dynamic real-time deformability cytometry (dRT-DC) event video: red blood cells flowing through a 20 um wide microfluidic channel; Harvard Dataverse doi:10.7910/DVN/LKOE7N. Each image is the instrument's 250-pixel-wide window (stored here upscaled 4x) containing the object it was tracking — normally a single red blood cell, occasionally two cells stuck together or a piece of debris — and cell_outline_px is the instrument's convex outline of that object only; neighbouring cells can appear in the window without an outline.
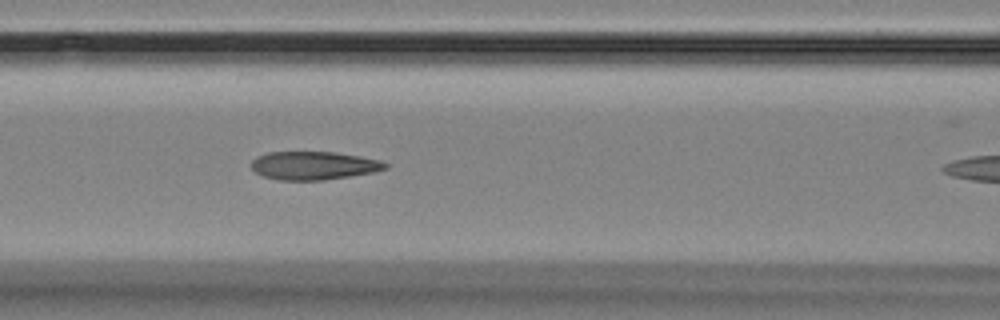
{"species": "Egyptian fruit bat (a non-hibernating species)", "species_latin": "Rousettus aegyptiacus", "temperature_condition": "room temperature", "stored_images_in_passage": 4, "camera_frame_rate_fps": 3000, "um_per_image_px": 0.085, "animal": {"sex": "female"}, "frame": {"image": 1, "passage_image": 3, "time_ms": 3.333, "image_size_px": [1000, 320], "cell_outline_px": [[388, 168], [372, 172], [324, 180], [280, 180], [264, 176], [256, 172], [252, 168], [252, 160], [256, 156], [268, 152], [332, 152], [360, 156], [380, 160], [388, 164]], "centroid_in_image_um": [26.66, 14.07], "position_along_channel_um": 139.9, "area_um2": 21.91}}